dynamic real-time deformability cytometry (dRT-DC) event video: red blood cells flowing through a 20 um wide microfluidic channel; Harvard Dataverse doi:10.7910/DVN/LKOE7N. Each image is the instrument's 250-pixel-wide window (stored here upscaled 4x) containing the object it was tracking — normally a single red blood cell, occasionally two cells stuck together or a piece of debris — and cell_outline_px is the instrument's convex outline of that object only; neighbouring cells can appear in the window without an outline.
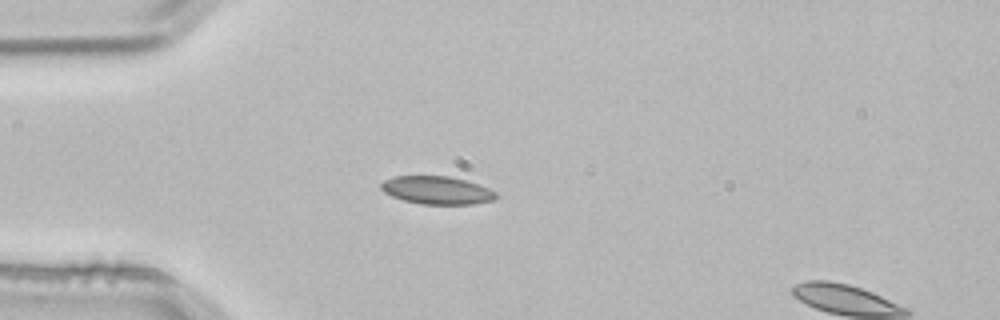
{"species": "common noctule bat (a hibernating species)", "species_latin": "Nyctalus noctula", "temperature_condition": "room temperature", "stored_images_in_passage": 2, "segment_of_instrument_passage": [1, 2], "camera_frame_rate_fps": 3000, "um_per_image_px": 0.085, "animal": {"sex": "male", "body_mass_g": 21.5, "forearm_length_mm": 52.0}, "frame": {"image": 1, "passage_image": 1, "time_ms": 0.0, "image_size_px": [1000, 320], "cell_outline_px": [[496, 196], [492, 200], [472, 204], [420, 204], [404, 200], [392, 196], [384, 192], [380, 188], [380, 184], [384, 180], [392, 176], [452, 176], [488, 188], [496, 192]], "centroid_in_image_um": [37.09, 16.16], "position_along_channel_um": 47.9, "area_um2": 18.61}}